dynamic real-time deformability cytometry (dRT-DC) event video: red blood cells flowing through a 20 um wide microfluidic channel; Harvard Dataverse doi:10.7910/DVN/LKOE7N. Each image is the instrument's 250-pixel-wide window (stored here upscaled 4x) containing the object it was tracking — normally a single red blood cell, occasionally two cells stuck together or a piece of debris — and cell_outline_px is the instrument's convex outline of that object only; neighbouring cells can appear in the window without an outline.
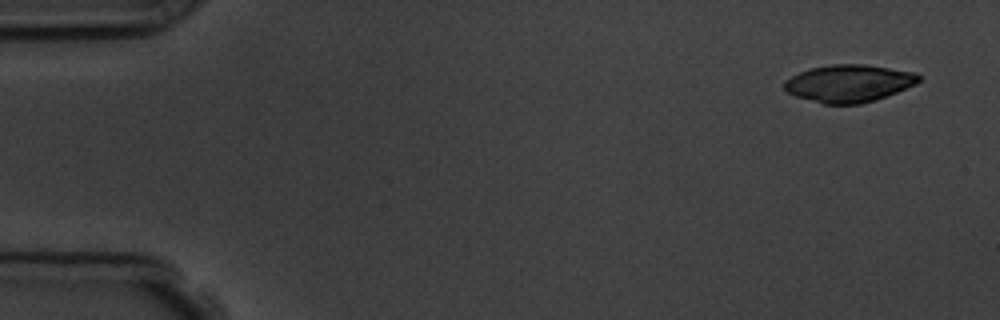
{"species": "common noctule bat (a hibernating species)", "species_latin": "Nyctalus noctula", "temperature_condition": "room temperature", "stored_images_in_passage": 5, "camera_frame_rate_fps": 3000, "um_per_image_px": 0.085, "animal": {"sex": "male", "body_mass_g": 19.5, "forearm_length_mm": 54.6}, "frame": {"image": 1, "passage_image": 1, "time_ms": 0.0, "image_size_px": [1000, 320], "cell_outline_px": [[920, 80], [916, 84], [876, 100], [860, 104], [824, 104], [796, 96], [788, 92], [784, 88], [784, 80], [808, 68], [832, 64], [864, 64], [916, 72], [920, 76]], "centroid_in_image_um": [72.16, 7.08], "position_along_channel_um": 12.8, "area_um2": 29.3}}